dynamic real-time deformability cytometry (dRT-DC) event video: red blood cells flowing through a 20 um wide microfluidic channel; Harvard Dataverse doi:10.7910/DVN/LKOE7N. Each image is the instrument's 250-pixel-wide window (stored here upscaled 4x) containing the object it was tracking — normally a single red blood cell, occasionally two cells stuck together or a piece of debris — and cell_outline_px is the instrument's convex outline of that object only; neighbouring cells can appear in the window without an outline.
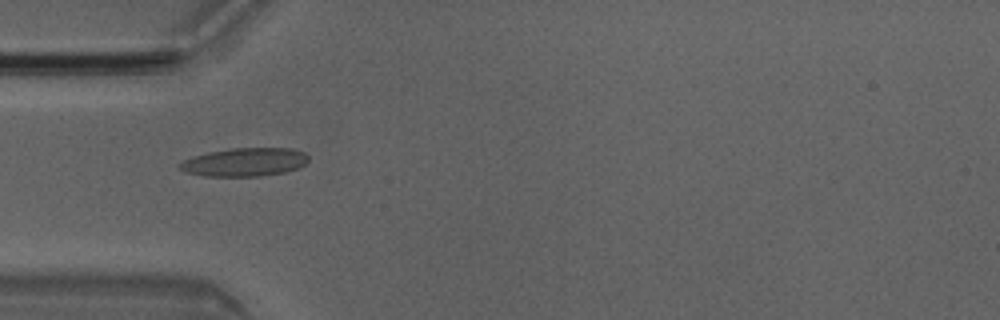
{"species": "Egyptian fruit bat (a non-hibernating species)", "species_latin": "Rousettus aegyptiacus", "temperature_condition": "room temperature", "stored_images_in_passage": 6, "camera_frame_rate_fps": 3000, "um_per_image_px": 0.085, "animal": {"sex": "male"}, "frame": {"image": 1, "passage_image": 4, "time_ms": 1.0, "image_size_px": [1000, 320], "cell_outline_px": [[308, 160], [300, 168], [284, 172], [260, 176], [204, 176], [184, 172], [176, 164], [192, 156], [208, 152], [228, 148], [292, 148], [304, 152], [308, 156]], "centroid_in_image_um": [20.77, 13.77], "position_along_channel_um": 64.2, "area_um2": 21.5}}